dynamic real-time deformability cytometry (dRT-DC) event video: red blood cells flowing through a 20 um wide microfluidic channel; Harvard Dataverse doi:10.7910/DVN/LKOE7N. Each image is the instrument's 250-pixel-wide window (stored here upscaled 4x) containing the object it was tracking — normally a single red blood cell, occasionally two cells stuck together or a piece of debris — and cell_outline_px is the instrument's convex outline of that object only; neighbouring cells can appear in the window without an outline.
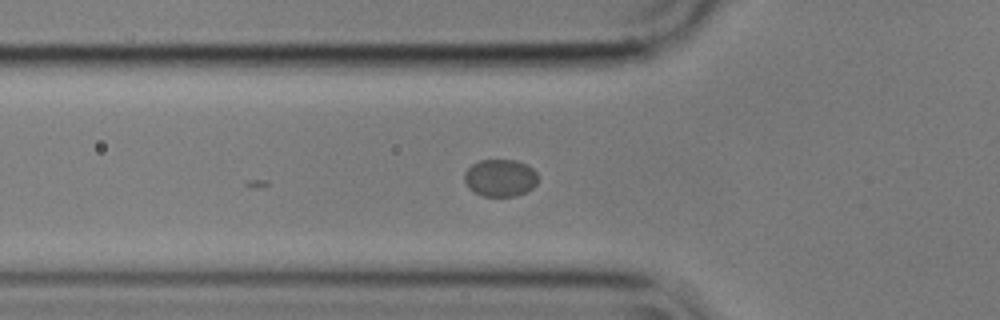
{"species": "common noctule bat (a hibernating species)", "species_latin": "Nyctalus noctula", "temperature_condition": "cold", "stored_images_in_passage": 7, "camera_frame_rate_fps": 3000, "um_per_image_px": 0.085, "animal": {"sex": "male", "body_mass_g": 17.9}, "frame": {"image": 1, "passage_image": 6, "time_ms": 1.667, "image_size_px": [1000, 320], "cell_outline_px": [[536, 184], [532, 188], [516, 196], [484, 196], [472, 192], [468, 188], [464, 180], [464, 172], [472, 164], [480, 160], [516, 160], [532, 168], [536, 172]], "centroid_in_image_um": [42.47, 15.12], "position_along_channel_um": 83.3, "area_um2": 15.95}}
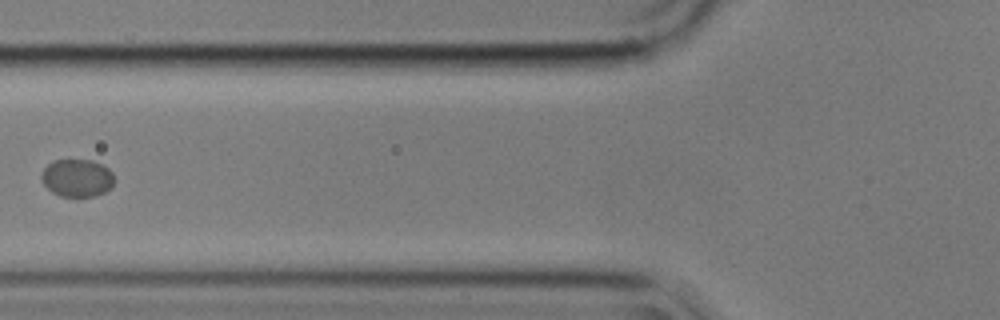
{"frame": {"image": 2, "passage_image": 7, "time_ms": 2.0, "image_size_px": [1000, 320], "cell_outline_px": [[116, 180], [112, 188], [104, 192], [92, 196], [60, 196], [52, 192], [40, 180], [40, 172], [52, 160], [92, 160], [108, 168], [112, 172]], "centroid_in_image_um": [6.55, 15.12], "position_along_channel_um": 119.2, "area_um2": 16.18}}